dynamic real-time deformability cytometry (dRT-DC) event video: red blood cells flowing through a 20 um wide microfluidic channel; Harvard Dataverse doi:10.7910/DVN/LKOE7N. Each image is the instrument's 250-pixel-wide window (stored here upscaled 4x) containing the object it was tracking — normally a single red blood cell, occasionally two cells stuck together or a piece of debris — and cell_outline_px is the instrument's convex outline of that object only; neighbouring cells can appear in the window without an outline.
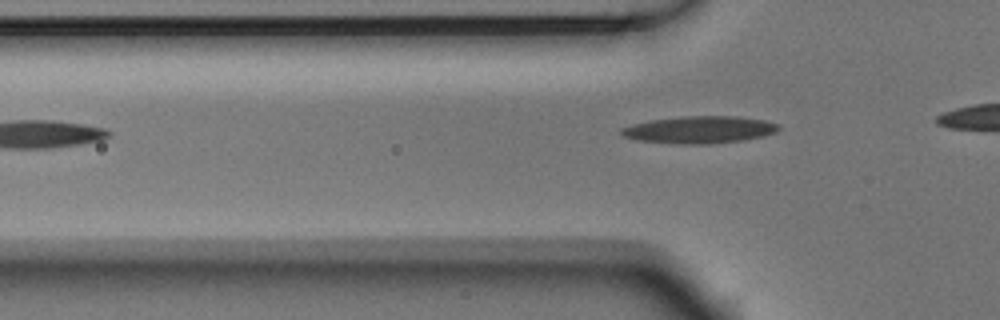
{"species": "Egyptian fruit bat (a non-hibernating species)", "species_latin": "Rousettus aegyptiacus", "temperature_condition": "room temperature", "stored_images_in_passage": 3, "camera_frame_rate_fps": 3000, "um_per_image_px": 0.085, "animal": {"sex": "male"}, "frame": {"image": 1, "passage_image": 3, "time_ms": 0.667, "image_size_px": [1000, 320], "cell_outline_px": [[780, 128], [776, 132], [764, 136], [744, 140], [712, 144], [676, 144], [636, 140], [620, 136], [620, 128], [632, 124], [652, 120], [680, 116], [736, 116], [764, 120], [780, 124]], "centroid_in_image_um": [59.44, 11.03], "position_along_channel_um": 66.4, "area_um2": 25.26}}